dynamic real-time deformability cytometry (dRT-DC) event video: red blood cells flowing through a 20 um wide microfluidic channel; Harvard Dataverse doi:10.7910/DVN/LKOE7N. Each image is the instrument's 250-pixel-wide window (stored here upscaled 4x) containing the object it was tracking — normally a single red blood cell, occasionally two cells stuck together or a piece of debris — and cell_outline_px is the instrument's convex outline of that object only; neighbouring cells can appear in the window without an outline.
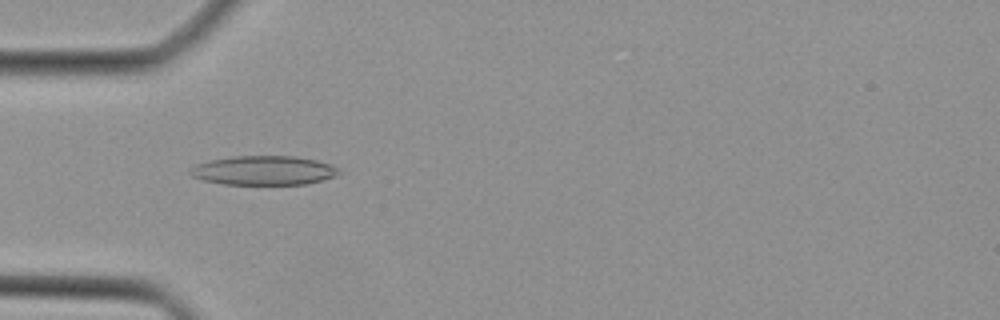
{"species": "Egyptian fruit bat (a non-hibernating species)", "species_latin": "Rousettus aegyptiacus", "temperature_condition": "cold", "stored_images_in_passage": 41, "camera_frame_rate_fps": 3000, "um_per_image_px": 0.085, "animal": {"sex": "female"}, "frame": {"image": 1, "passage_image": 11, "time_ms": 3.333, "image_size_px": [1000, 320], "cell_outline_px": [[340, 172], [336, 176], [308, 184], [224, 184], [204, 180], [192, 176], [188, 172], [196, 164], [208, 160], [232, 156], [296, 156], [316, 160], [332, 164]], "centroid_in_image_um": [22.42, 14.48], "position_along_channel_um": 62.6, "area_um2": 25.32}}
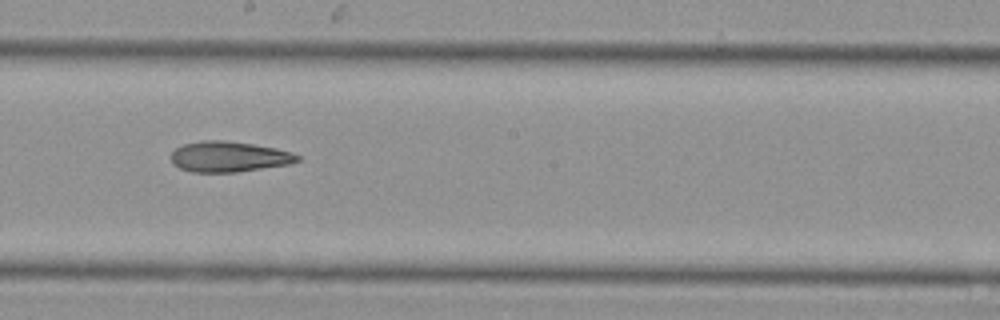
{"frame": {"image": 2, "passage_image": 22, "time_ms": 7.0, "image_size_px": [1000, 320], "cell_outline_px": [[300, 160], [288, 164], [236, 172], [192, 172], [180, 168], [172, 164], [172, 152], [176, 148], [184, 144], [204, 140], [224, 140], [252, 144], [276, 148], [292, 152], [300, 156]], "centroid_in_image_um": [19.45, 13.32], "position_along_channel_um": 228.7, "area_um2": 22.37}}
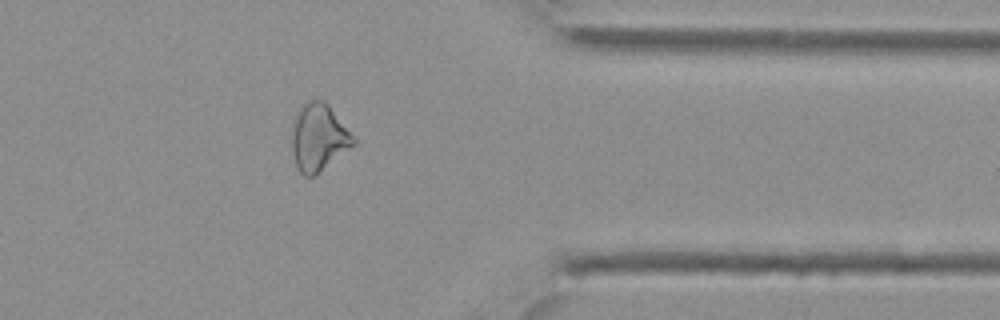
{"frame": {"image": 3, "passage_image": 33, "time_ms": 10.667, "image_size_px": [1000, 320], "cell_outline_px": [[356, 144], [312, 176], [304, 176], [300, 172], [296, 164], [292, 152], [292, 128], [296, 112], [300, 104], [308, 100], [324, 100], [328, 104], [356, 136]], "centroid_in_image_um": [27.09, 11.63], "position_along_channel_um": 384.3, "area_um2": 24.22}}